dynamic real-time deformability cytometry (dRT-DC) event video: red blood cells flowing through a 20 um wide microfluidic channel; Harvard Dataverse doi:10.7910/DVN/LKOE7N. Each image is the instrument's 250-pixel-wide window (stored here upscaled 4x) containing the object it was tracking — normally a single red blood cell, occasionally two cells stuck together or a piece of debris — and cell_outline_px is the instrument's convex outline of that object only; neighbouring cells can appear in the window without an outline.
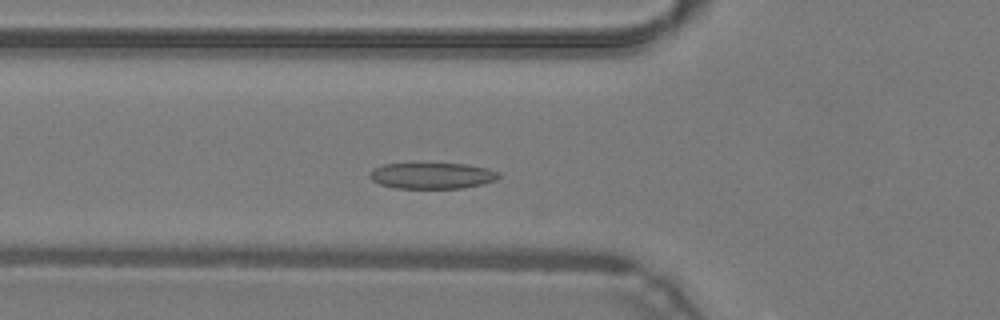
{"species": "common noctule bat (a hibernating species)", "species_latin": "Nyctalus noctula", "temperature_condition": "warm", "stored_images_in_passage": 44, "camera_frame_rate_fps": 3000, "um_per_image_px": 0.085, "animal": {"sex": "male", "body_mass_g": 19.2, "forearm_length_mm": 51.8}, "frame": {"image": 1, "passage_image": 13, "time_ms": 4.0, "image_size_px": [1000, 320], "cell_outline_px": [[500, 176], [496, 180], [484, 184], [464, 188], [396, 188], [380, 184], [372, 180], [368, 176], [372, 168], [384, 164], [464, 164], [488, 168], [500, 172]], "centroid_in_image_um": [36.75, 14.94], "position_along_channel_um": 89.1, "area_um2": 19.65}}
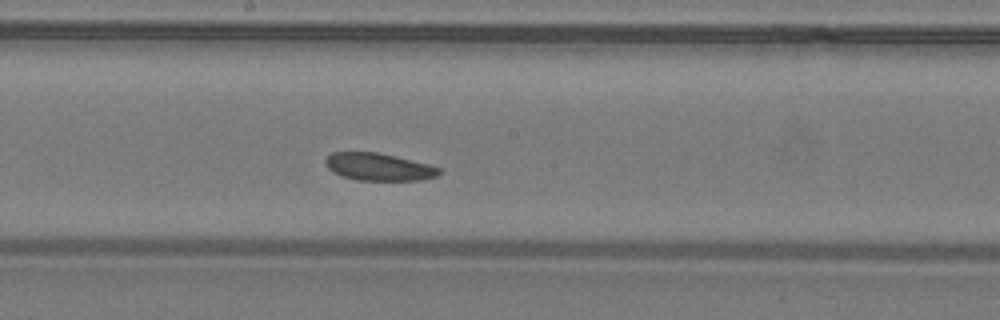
{"frame": {"image": 2, "passage_image": 22, "time_ms": 7.0, "image_size_px": [1000, 320], "cell_outline_px": [[444, 172], [436, 176], [420, 180], [356, 180], [340, 176], [332, 172], [324, 164], [324, 160], [332, 152], [376, 152], [428, 164], [440, 168]], "centroid_in_image_um": [32.16, 14.19], "position_along_channel_um": 216.0, "area_um2": 18.21}}
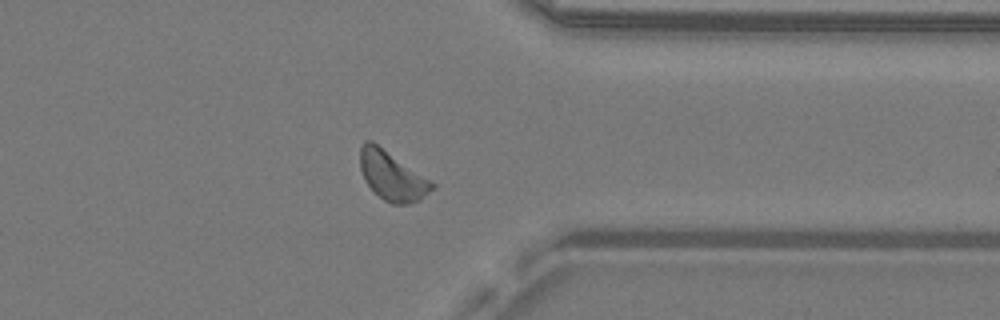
{"frame": {"image": 3, "passage_image": 34, "time_ms": 11.0, "image_size_px": [1000, 320], "cell_outline_px": [[436, 188], [420, 200], [408, 204], [392, 204], [384, 200], [368, 184], [360, 168], [360, 148], [364, 140], [372, 140], [432, 180], [436, 184]], "centroid_in_image_um": [33.38, 14.93], "position_along_channel_um": 378.0, "area_um2": 20.69}, "authors_computed_cell_mechanics": {"area_um2": 19.652, "velocity_mm_per_s": 4.223, "shape_relaxation_time_tau1_ms": 1.5242, "shape_relaxation_time_tau2_ms": 6.4731, "deformation_change_tau1": 0.0686, "deformation_change_tau2": 0.1368}}